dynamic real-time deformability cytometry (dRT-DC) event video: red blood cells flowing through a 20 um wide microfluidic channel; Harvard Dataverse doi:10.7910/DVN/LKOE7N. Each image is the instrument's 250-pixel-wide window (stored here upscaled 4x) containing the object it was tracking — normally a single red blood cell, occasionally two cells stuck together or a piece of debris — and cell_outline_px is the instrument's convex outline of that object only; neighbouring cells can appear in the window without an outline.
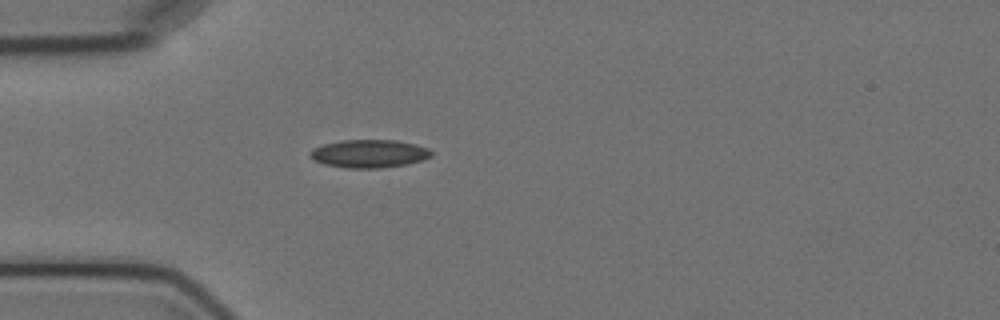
{"species": "Egyptian fruit bat (a non-hibernating species)", "species_latin": "Rousettus aegyptiacus", "temperature_condition": "cold", "stored_images_in_passage": 3, "camera_frame_rate_fps": 3000, "um_per_image_px": 0.085, "animal": {"sex": "female"}, "frame": {"image": 1, "passage_image": 3, "time_ms": 2.333, "image_size_px": [1000, 320], "cell_outline_px": [[432, 156], [424, 160], [408, 164], [380, 168], [344, 168], [324, 164], [308, 156], [308, 152], [312, 148], [324, 144], [340, 140], [396, 140], [416, 144], [428, 148], [432, 152]], "centroid_in_image_um": [31.38, 13.06], "position_along_channel_um": 53.6, "area_um2": 20.06}}